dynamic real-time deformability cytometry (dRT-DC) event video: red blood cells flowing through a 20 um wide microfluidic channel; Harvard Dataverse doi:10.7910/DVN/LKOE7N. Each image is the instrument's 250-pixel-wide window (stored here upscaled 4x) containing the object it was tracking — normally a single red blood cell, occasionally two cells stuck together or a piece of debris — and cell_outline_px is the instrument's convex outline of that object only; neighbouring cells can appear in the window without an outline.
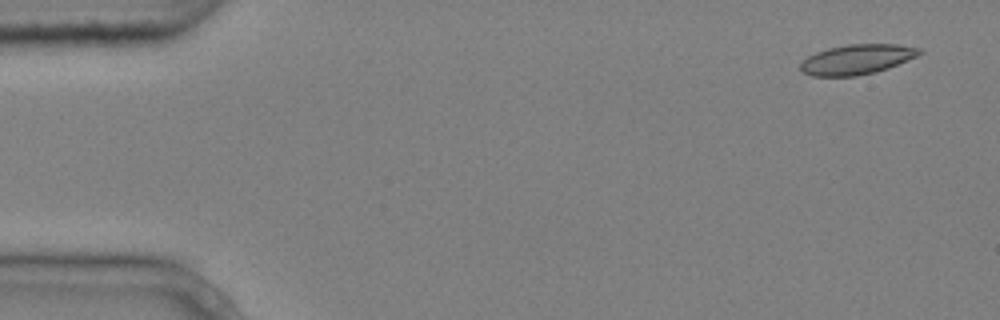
{"species": "common noctule bat (a hibernating species)", "species_latin": "Nyctalus noctula", "temperature_condition": "cold", "stored_images_in_passage": 5, "camera_frame_rate_fps": 3000, "um_per_image_px": 0.085, "animal": {"sex": "male", "body_mass_g": 20.4}, "frame": {"image": 1, "passage_image": 1, "time_ms": 0.0, "image_size_px": [1000, 320], "cell_outline_px": [[924, 52], [908, 60], [888, 68], [876, 72], [856, 76], [812, 76], [804, 72], [800, 68], [800, 64], [808, 56], [816, 52], [828, 48], [848, 44], [896, 44], [920, 48]], "centroid_in_image_um": [72.85, 5.04], "position_along_channel_um": 12.1, "area_um2": 20.69}}